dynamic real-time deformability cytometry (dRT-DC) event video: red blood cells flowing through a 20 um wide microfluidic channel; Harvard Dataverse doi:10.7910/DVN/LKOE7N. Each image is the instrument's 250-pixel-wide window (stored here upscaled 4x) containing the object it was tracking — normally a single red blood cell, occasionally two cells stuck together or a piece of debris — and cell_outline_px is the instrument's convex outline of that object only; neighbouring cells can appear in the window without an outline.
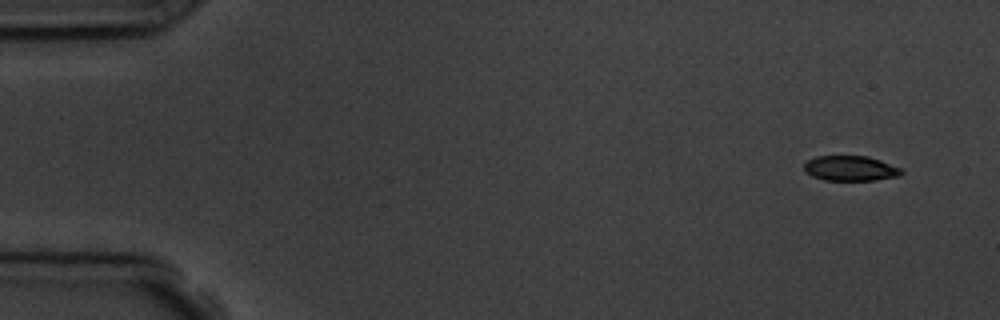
{"species": "common noctule bat (a hibernating species)", "species_latin": "Nyctalus noctula", "temperature_condition": "room temperature", "stored_images_in_passage": 5, "camera_frame_rate_fps": 3000, "um_per_image_px": 0.085, "animal": {"sex": "male", "body_mass_g": 19.5, "forearm_length_mm": 54.6}, "frame": {"image": 1, "passage_image": 1, "time_ms": 0.0, "image_size_px": [1000, 320], "cell_outline_px": [[904, 172], [900, 176], [876, 180], [824, 180], [812, 176], [804, 172], [804, 164], [808, 160], [816, 156], [868, 156], [904, 168]], "centroid_in_image_um": [72.33, 14.31], "position_along_channel_um": 12.7, "area_um2": 14.45}}